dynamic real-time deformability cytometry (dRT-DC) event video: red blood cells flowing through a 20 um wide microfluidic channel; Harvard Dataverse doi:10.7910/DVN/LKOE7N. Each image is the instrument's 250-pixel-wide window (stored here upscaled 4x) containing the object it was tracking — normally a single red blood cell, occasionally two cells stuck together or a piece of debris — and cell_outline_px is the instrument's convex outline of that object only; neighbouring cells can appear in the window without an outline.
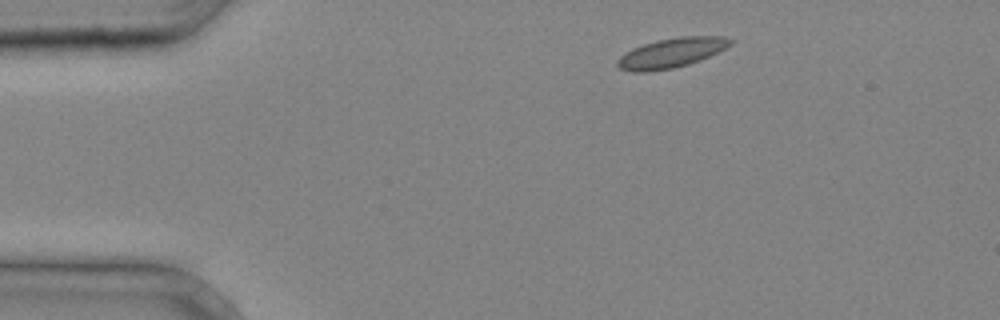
{"species": "common noctule bat (a hibernating species)", "species_latin": "Nyctalus noctula", "temperature_condition": "cold", "stored_images_in_passage": 2, "camera_frame_rate_fps": 3000, "um_per_image_px": 0.085, "animal": {"sex": "male", "body_mass_g": 20.4}, "frame": {"image": 1, "passage_image": 1, "time_ms": 0.0, "image_size_px": [1000, 320], "cell_outline_px": [[732, 44], [700, 60], [688, 64], [672, 68], [648, 72], [632, 72], [620, 68], [616, 64], [616, 60], [624, 52], [632, 48], [656, 40], [680, 36], [724, 36], [732, 40]], "centroid_in_image_um": [57.01, 4.49], "position_along_channel_um": 28.0, "area_um2": 19.48}}